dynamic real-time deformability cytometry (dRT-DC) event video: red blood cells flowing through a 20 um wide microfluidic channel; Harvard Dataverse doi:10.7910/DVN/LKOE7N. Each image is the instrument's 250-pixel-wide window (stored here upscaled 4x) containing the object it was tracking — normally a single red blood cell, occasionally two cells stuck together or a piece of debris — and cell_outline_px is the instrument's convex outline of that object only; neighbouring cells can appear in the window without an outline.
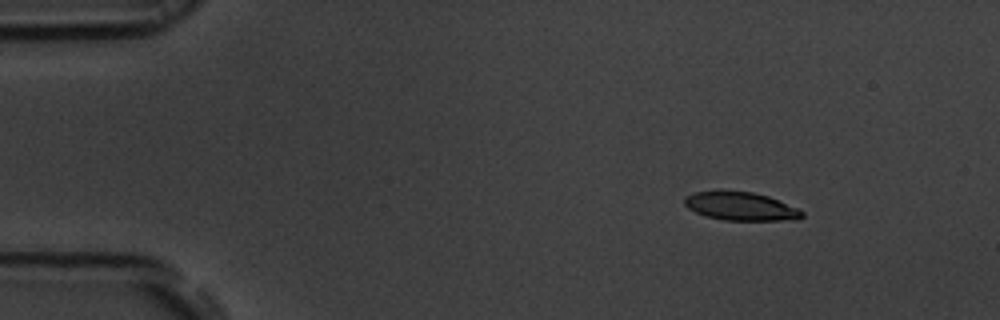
{"species": "common noctule bat (a hibernating species)", "species_latin": "Nyctalus noctula", "temperature_condition": "room temperature", "stored_images_in_passage": 54, "camera_frame_rate_fps": 3000, "um_per_image_px": 0.085, "animal": {"sex": "male", "body_mass_g": 19.5, "forearm_length_mm": 54.6}, "frame": {"image": 1, "passage_image": 7, "time_ms": 2.0, "image_size_px": [1000, 320], "cell_outline_px": [[804, 216], [800, 220], [724, 220], [704, 216], [688, 208], [684, 204], [684, 200], [688, 196], [696, 192], [720, 188], [752, 192], [768, 196], [796, 208], [804, 212]], "centroid_in_image_um": [62.94, 17.51], "position_along_channel_um": 22.1, "area_um2": 19.83}}
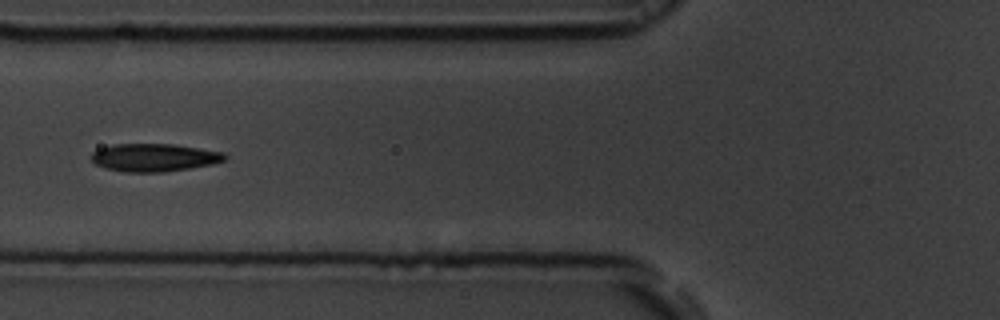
{"frame": {"image": 2, "passage_image": 21, "time_ms": 6.667, "image_size_px": [1000, 320], "cell_outline_px": [[228, 156], [224, 160], [212, 164], [164, 172], [124, 172], [104, 168], [96, 164], [92, 160], [92, 152], [100, 148], [112, 144], [172, 144], [224, 152]], "centroid_in_image_um": [13.09, 13.39], "position_along_channel_um": 112.7, "area_um2": 21.62}}
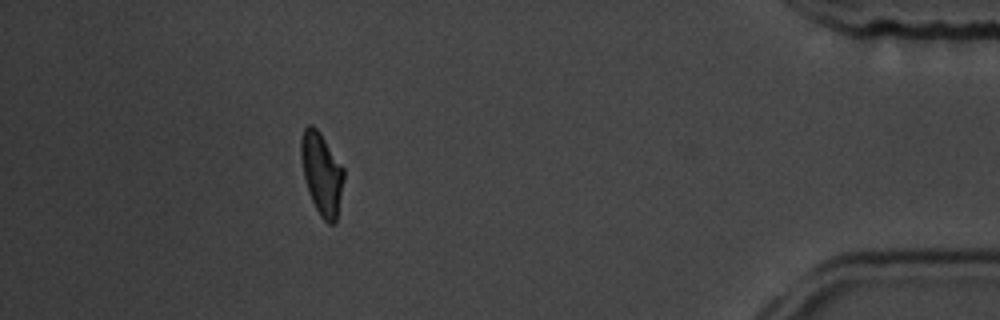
{"frame": {"image": 3, "passage_image": 49, "time_ms": 16.0, "image_size_px": [1000, 320], "cell_outline_px": [[344, 176], [336, 224], [328, 224], [320, 216], [308, 192], [304, 176], [300, 156], [300, 140], [304, 128], [308, 124], [312, 124], [320, 132], [344, 168]], "centroid_in_image_um": [27.34, 14.75], "position_along_channel_um": 407.9, "area_um2": 20.52}, "authors_computed_cell_mechanics": {"area_um2": 20.7213, "velocity_mm_per_s": 3.7322, "shape_relaxation_time_tau1_ms": 8.106, "shape_relaxation_time_tau2_ms": 1.7972, "deformation_change_tau1": 0.2119, "deformation_change_tau2": 0.0826}}